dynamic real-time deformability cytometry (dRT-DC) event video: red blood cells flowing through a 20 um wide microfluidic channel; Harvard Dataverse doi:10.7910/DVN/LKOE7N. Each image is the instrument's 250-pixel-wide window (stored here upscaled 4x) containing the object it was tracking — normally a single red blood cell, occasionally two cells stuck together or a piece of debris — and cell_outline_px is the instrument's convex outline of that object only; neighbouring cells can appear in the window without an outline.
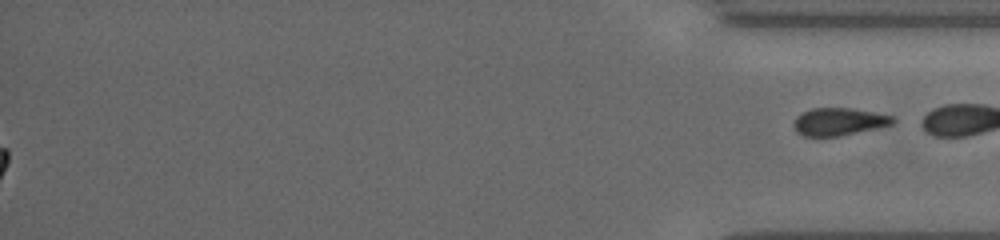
{"species": "common noctule bat (a hibernating species)", "species_latin": "Nyctalus noctula", "temperature_condition": "cold", "stored_images_in_passage": 48, "segment_of_instrument_passage": [2, 2], "camera_frame_rate_fps": 3000, "um_per_image_px": 0.085, "animal": {"sex": "female", "body_mass_g": 19.5, "forearm_length_mm": 54.1}, "frame": {"image": 1, "passage_image": 48, "time_ms": 15.667, "image_size_px": [1000, 240], "cell_outline_px": [[896, 120], [892, 124], [836, 136], [804, 136], [796, 132], [796, 116], [812, 108], [852, 108], [892, 116]], "centroid_in_image_um": [71.29, 10.33], "position_along_channel_um": 363.9, "area_um2": 15.37}}